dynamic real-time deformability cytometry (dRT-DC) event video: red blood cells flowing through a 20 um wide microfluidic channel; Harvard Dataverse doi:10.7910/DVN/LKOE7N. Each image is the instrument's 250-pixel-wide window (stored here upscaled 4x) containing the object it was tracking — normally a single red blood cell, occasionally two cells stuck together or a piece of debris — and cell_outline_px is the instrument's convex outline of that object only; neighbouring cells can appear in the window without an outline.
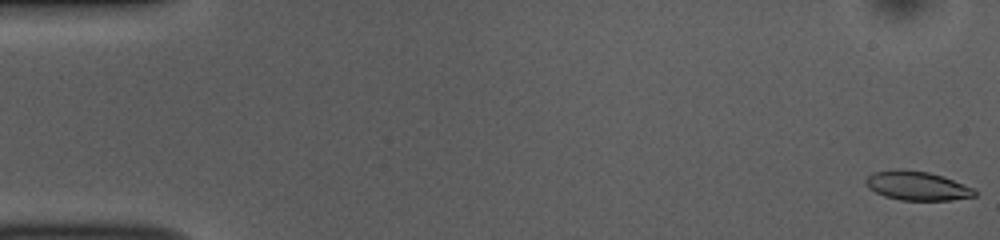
{"species": "common noctule bat (a hibernating species)", "species_latin": "Nyctalus noctula", "temperature_condition": "room temperature", "stored_images_in_passage": 52, "camera_frame_rate_fps": 3000, "um_per_image_px": 0.085, "animal": {"sex": "female", "body_mass_g": 10.0, "forearm_length_mm": 53.1}, "frame": {"image": 1, "passage_image": 1, "time_ms": 0.0, "image_size_px": [1000, 240], "cell_outline_px": [[976, 196], [952, 200], [900, 200], [884, 196], [868, 188], [864, 184], [864, 180], [872, 172], [896, 168], [900, 168], [928, 172], [944, 176], [976, 188]], "centroid_in_image_um": [77.95, 15.78], "position_along_channel_um": 7.1, "area_um2": 18.84}}
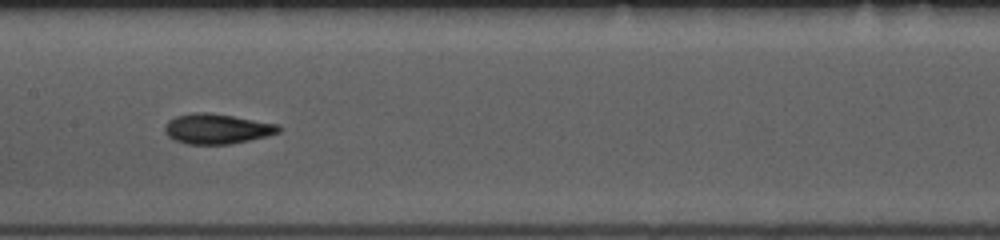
{"frame": {"image": 2, "passage_image": 26, "time_ms": 8.333, "image_size_px": [1000, 240], "cell_outline_px": [[284, 128], [280, 132], [268, 136], [228, 144], [188, 144], [176, 140], [168, 136], [164, 132], [164, 124], [168, 120], [176, 116], [192, 112], [208, 112], [280, 124]], "centroid_in_image_um": [18.45, 10.94], "position_along_channel_um": 188.9, "area_um2": 20.11}}
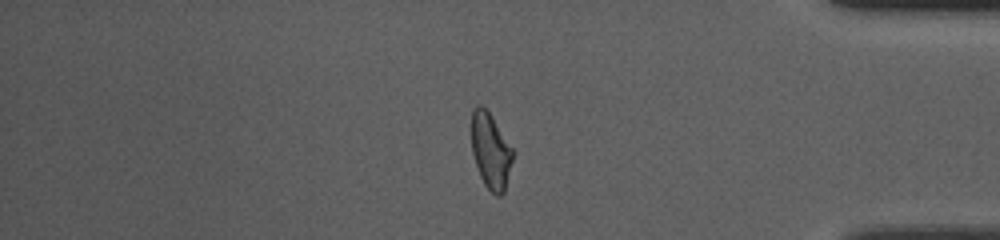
{"frame": {"image": 3, "passage_image": 44, "time_ms": 14.333, "image_size_px": [1000, 240], "cell_outline_px": [[516, 152], [504, 192], [500, 196], [496, 196], [484, 184], [480, 176], [472, 152], [472, 108], [476, 104], [480, 104], [488, 112]], "centroid_in_image_um": [41.73, 12.84], "position_along_channel_um": 393.5, "area_um2": 18.32}, "authors_computed_cell_mechanics": {"area_um2": 19.1896, "velocity_mm_per_s": 3.867, "shape_relaxation_time_tau1_ms": 4.1603, "shape_relaxation_time_tau2_ms": 1.9782, "deformation_change_tau1": 0.1706, "deformation_change_tau2": 0.0944}}